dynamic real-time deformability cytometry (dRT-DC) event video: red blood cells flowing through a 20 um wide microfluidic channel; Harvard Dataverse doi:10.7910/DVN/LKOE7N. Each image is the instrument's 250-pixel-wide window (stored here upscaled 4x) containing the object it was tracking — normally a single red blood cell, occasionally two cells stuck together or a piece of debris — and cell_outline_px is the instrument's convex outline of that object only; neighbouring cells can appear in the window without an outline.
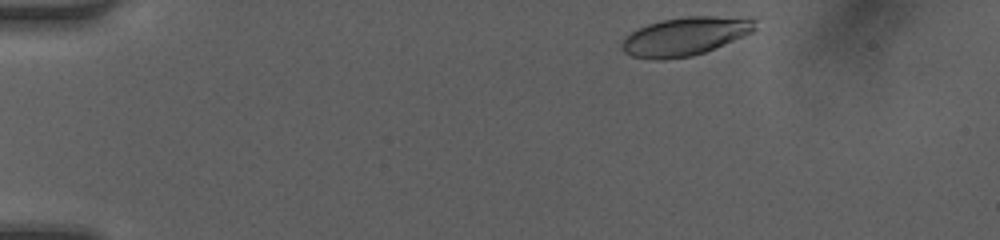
{"species": "human", "species_latin": "Homo sapiens", "temperature_condition": "room temperature", "stored_images_in_passage": 38, "camera_frame_rate_fps": 3000, "um_per_image_px": 0.085, "donor": {"sex": "female"}, "frame": {"image": 1, "passage_image": 2, "time_ms": 0.333, "image_size_px": [1000, 240], "cell_outline_px": [[756, 28], [752, 32], [744, 36], [704, 52], [692, 56], [664, 60], [656, 60], [632, 56], [624, 52], [620, 48], [620, 44], [624, 36], [648, 24], [664, 20], [688, 16], [756, 16]], "centroid_in_image_um": [58.28, 3.07], "position_along_channel_um": 26.7, "area_um2": 30.17}}
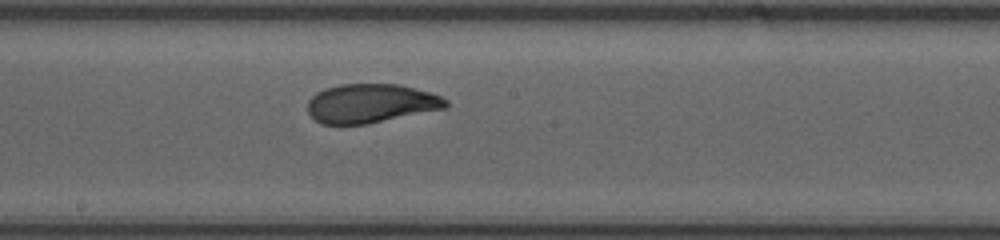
{"frame": {"image": 2, "passage_image": 22, "time_ms": 7.0, "image_size_px": [1000, 240], "cell_outline_px": [[448, 108], [368, 124], [320, 124], [308, 112], [308, 100], [316, 92], [324, 88], [340, 84], [400, 84], [428, 92], [440, 96], [448, 100]], "centroid_in_image_um": [31.53, 8.79], "position_along_channel_um": 216.7, "area_um2": 31.56}}
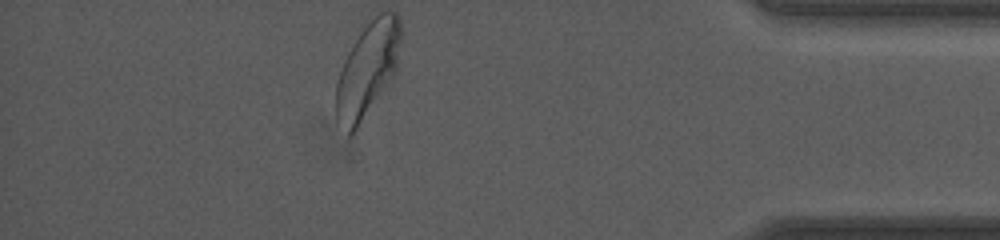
{"frame": {"image": 3, "passage_image": 38, "time_ms": 12.333, "image_size_px": [1000, 240], "cell_outline_px": [[404, 32], [396, 72], [392, 80], [352, 136], [348, 136], [336, 116], [336, 84], [344, 60], [364, 20], [380, 12], [396, 12], [400, 16]], "centroid_in_image_um": [31.3, 5.82], "position_along_channel_um": 403.9, "area_um2": 36.99}, "authors_computed_cell_mechanics": {"area_um2": 31.7322, "velocity_mm_per_s": 4.1813, "shape_relaxation_time_tau1_ms": 5.1682, "shape_relaxation_time_tau2_ms": 0.5693, "deformation_change_tau1": 0.1799, "deformation_change_tau2": 0.0573}}